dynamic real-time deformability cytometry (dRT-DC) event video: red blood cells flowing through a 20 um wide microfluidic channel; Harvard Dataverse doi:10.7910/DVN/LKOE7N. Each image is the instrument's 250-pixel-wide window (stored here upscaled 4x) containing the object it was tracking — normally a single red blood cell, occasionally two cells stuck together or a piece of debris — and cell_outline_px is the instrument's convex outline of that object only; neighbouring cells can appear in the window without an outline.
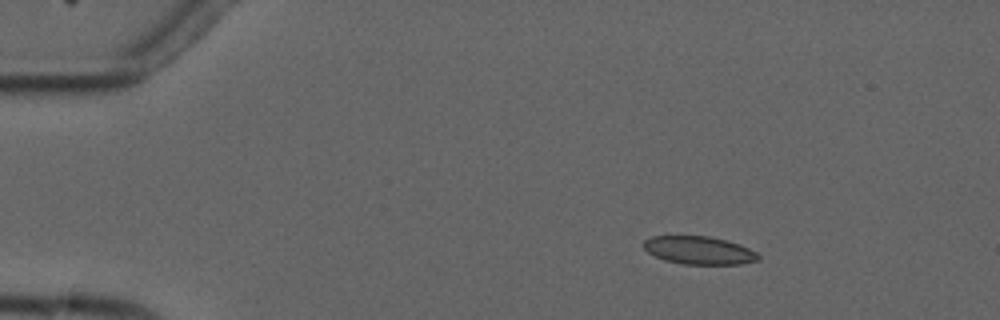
{"species": "common noctule bat (a hibernating species)", "species_latin": "Nyctalus noctula", "temperature_condition": "cold", "stored_images_in_passage": 6, "camera_frame_rate_fps": 3000, "um_per_image_px": 0.085, "animal": {"sex": "male", "forearm_length_mm": 52.5}, "frame": {"image": 1, "passage_image": 3, "time_ms": 2.333, "image_size_px": [1000, 320], "cell_outline_px": [[760, 260], [740, 264], [684, 264], [664, 260], [648, 252], [644, 248], [644, 240], [652, 236], [712, 236], [728, 240], [740, 244], [756, 252], [760, 256]], "centroid_in_image_um": [59.45, 21.27], "position_along_channel_um": 25.6, "area_um2": 18.79}}
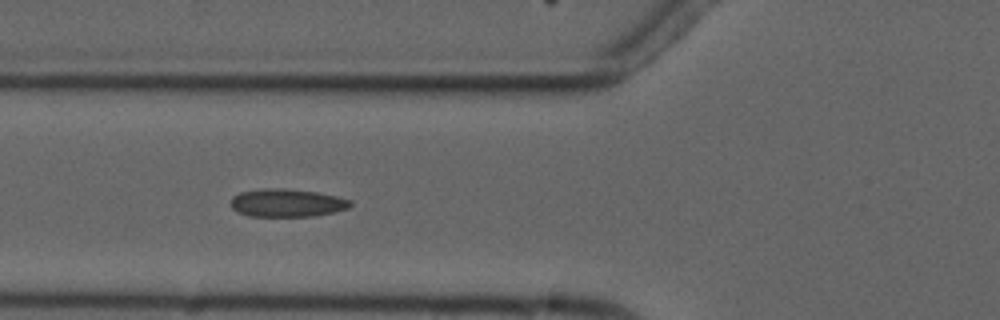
{"frame": {"image": 2, "passage_image": 6, "time_ms": 6.333, "image_size_px": [1000, 320], "cell_outline_px": [[352, 204], [348, 208], [332, 212], [312, 216], [248, 216], [236, 212], [232, 208], [232, 196], [240, 192], [264, 188], [284, 188], [316, 192], [336, 196], [352, 200]], "centroid_in_image_um": [24.37, 17.24], "position_along_channel_um": 101.4, "area_um2": 19.48}}